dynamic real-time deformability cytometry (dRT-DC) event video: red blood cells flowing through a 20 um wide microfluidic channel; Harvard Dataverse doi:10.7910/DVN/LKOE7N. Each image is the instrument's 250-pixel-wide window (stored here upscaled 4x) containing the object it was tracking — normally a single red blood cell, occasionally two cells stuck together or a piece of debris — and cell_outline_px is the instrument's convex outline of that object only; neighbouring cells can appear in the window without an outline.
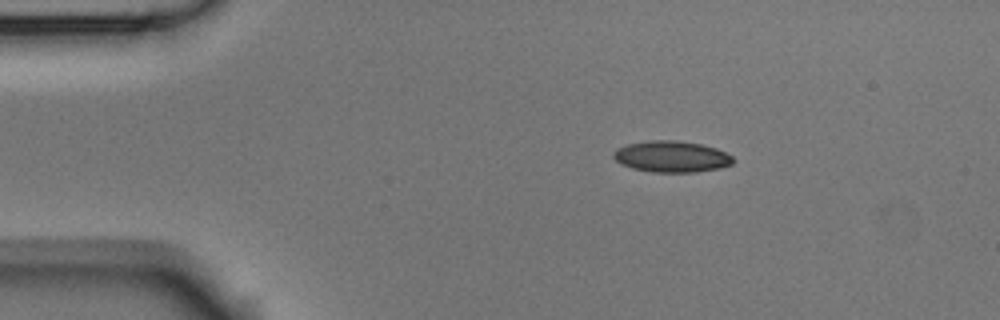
{"species": "Egyptian fruit bat (a non-hibernating species)", "species_latin": "Rousettus aegyptiacus", "temperature_condition": "room temperature", "stored_images_in_passage": 5, "camera_frame_rate_fps": 3000, "um_per_image_px": 0.085, "animal": {"sex": "male"}, "frame": {"image": 1, "passage_image": 2, "time_ms": 0.333, "image_size_px": [1000, 320], "cell_outline_px": [[736, 160], [732, 164], [720, 168], [696, 172], [652, 172], [632, 168], [620, 164], [612, 156], [612, 152], [616, 148], [628, 144], [648, 140], [676, 140], [700, 144], [716, 148], [732, 156]], "centroid_in_image_um": [57.07, 13.31], "position_along_channel_um": 27.9, "area_um2": 21.96}}
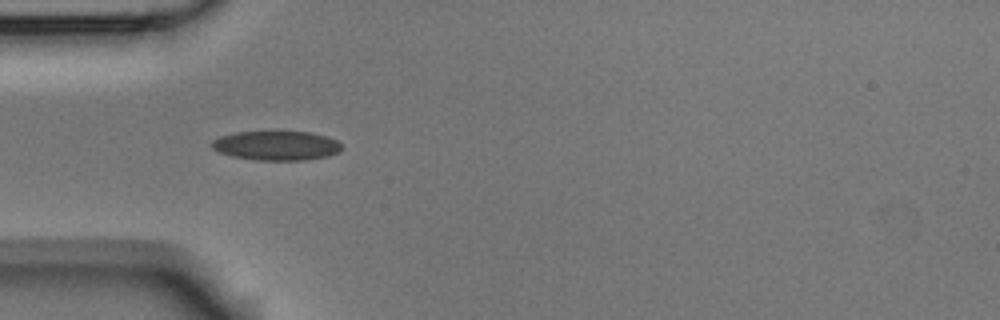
{"frame": {"image": 2, "passage_image": 4, "time_ms": 1.0, "image_size_px": [1000, 320], "cell_outline_px": [[340, 152], [328, 156], [304, 160], [256, 160], [232, 156], [220, 152], [212, 148], [208, 144], [212, 140], [220, 136], [236, 132], [312, 132], [336, 140], [340, 144]], "centroid_in_image_um": [23.46, 12.38], "position_along_channel_um": 61.5, "area_um2": 22.14}}
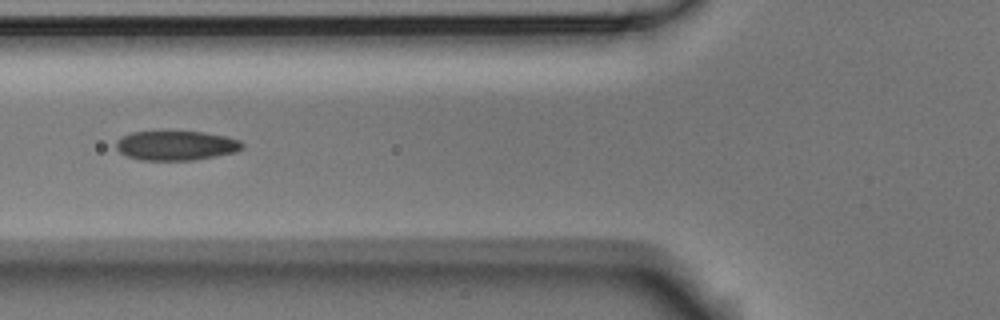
{"frame": {"image": 3, "passage_image": 5, "time_ms": 1.333, "image_size_px": [1000, 320], "cell_outline_px": [[244, 148], [236, 152], [196, 160], [140, 160], [128, 156], [120, 152], [116, 148], [116, 140], [132, 132], [204, 132], [228, 136], [240, 140], [244, 144]], "centroid_in_image_um": [15.02, 12.38], "position_along_channel_um": 110.8, "area_um2": 21.73}}